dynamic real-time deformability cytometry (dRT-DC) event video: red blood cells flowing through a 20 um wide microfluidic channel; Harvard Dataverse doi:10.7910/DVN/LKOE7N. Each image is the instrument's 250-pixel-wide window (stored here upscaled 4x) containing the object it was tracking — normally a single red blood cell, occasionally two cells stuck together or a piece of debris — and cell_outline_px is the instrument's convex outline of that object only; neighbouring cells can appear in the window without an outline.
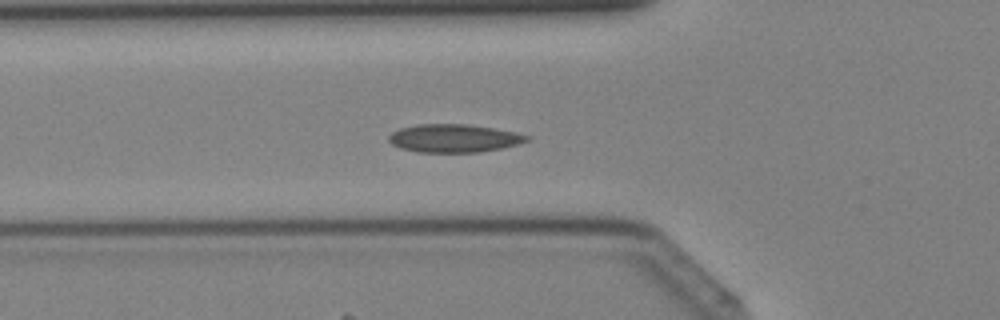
{"species": "Egyptian fruit bat (a non-hibernating species)", "species_latin": "Rousettus aegyptiacus", "temperature_condition": "cold", "stored_images_in_passage": 42, "camera_frame_rate_fps": 3000, "um_per_image_px": 0.085, "animal": {"sex": "female"}, "frame": {"image": 1, "passage_image": 15, "time_ms": 4.667, "image_size_px": [1000, 320], "cell_outline_px": [[532, 136], [528, 140], [516, 144], [500, 148], [480, 152], [420, 152], [400, 148], [392, 144], [388, 140], [388, 136], [392, 132], [400, 128], [416, 124], [468, 124], [516, 132]], "centroid_in_image_um": [38.56, 11.74], "position_along_channel_um": 87.2, "area_um2": 22.54}}
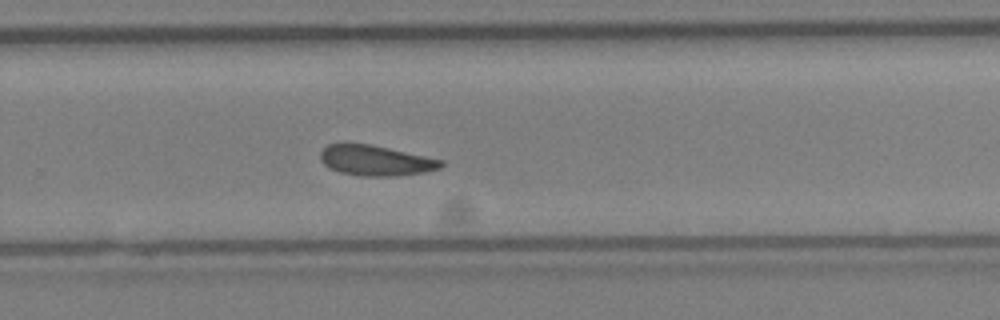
{"frame": {"image": 2, "passage_image": 28, "time_ms": 9.0, "image_size_px": [1000, 320], "cell_outline_px": [[444, 164], [440, 168], [424, 172], [396, 176], [364, 176], [340, 172], [328, 168], [320, 160], [320, 152], [328, 144], [368, 144], [388, 148], [444, 160]], "centroid_in_image_um": [31.93, 13.65], "position_along_channel_um": 297.9, "area_um2": 21.15}}
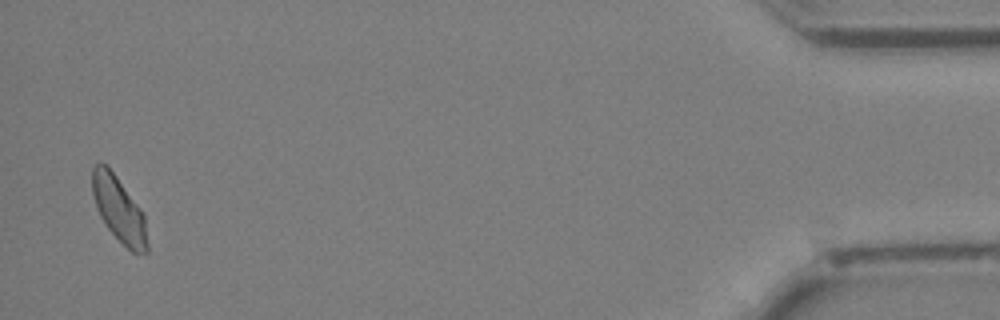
{"frame": {"image": 3, "passage_image": 41, "time_ms": 13.333, "image_size_px": [1000, 320], "cell_outline_px": [[148, 252], [132, 252], [108, 228], [100, 216], [92, 192], [92, 168], [100, 160], [116, 176], [140, 208], [144, 216], [148, 244]], "centroid_in_image_um": [10.1, 17.78], "position_along_channel_um": 425.1, "area_um2": 20.4}}